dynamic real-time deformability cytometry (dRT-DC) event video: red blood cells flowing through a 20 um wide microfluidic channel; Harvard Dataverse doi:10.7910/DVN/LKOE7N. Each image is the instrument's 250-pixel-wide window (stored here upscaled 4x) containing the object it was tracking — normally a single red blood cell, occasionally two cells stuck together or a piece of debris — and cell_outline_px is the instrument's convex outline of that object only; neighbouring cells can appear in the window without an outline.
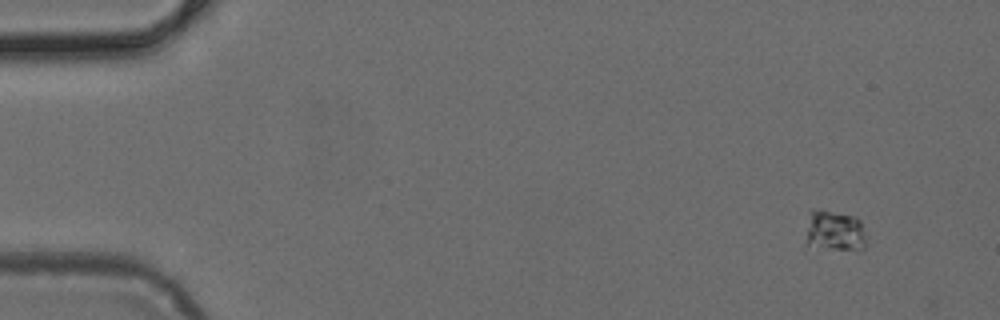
{"species": "common noctule bat (a hibernating species)", "species_latin": "Nyctalus noctula", "temperature_condition": "cold", "stored_images_in_passage": 3, "camera_frame_rate_fps": 3000, "um_per_image_px": 0.085, "animal": {"sex": "female", "body_mass_g": 24.6, "forearm_length_mm": 56.2}, "frame": {"image": 1, "passage_image": 1, "time_ms": 0.0, "image_size_px": [1000, 320], "cell_outline_px": [[864, 248], [804, 252], [804, 244], [808, 212], [812, 208], [856, 216], [860, 220], [864, 236]], "centroid_in_image_um": [70.76, 19.69], "position_along_channel_um": 14.2, "area_um2": 15.43}}
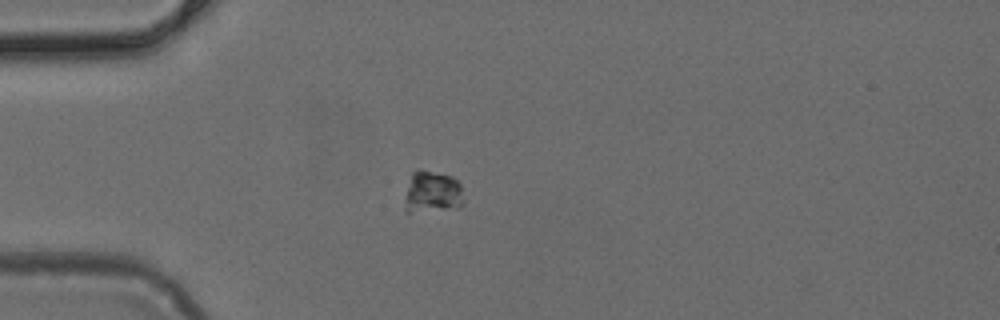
{"frame": {"image": 2, "passage_image": 3, "time_ms": 0.667, "image_size_px": [1000, 320], "cell_outline_px": [[464, 204], [460, 208], [408, 212], [408, 188], [412, 172], [428, 172], [452, 176], [460, 184], [464, 200]], "centroid_in_image_um": [36.87, 16.36], "position_along_channel_um": 48.1, "area_um2": 13.64}}